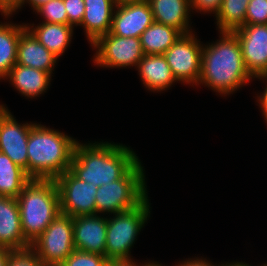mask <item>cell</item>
<instances>
[{
	"mask_svg": "<svg viewBox=\"0 0 267 266\" xmlns=\"http://www.w3.org/2000/svg\"><path fill=\"white\" fill-rule=\"evenodd\" d=\"M57 59L27 28L20 34L16 64L51 74Z\"/></svg>",
	"mask_w": 267,
	"mask_h": 266,
	"instance_id": "cell-16",
	"label": "cell"
},
{
	"mask_svg": "<svg viewBox=\"0 0 267 266\" xmlns=\"http://www.w3.org/2000/svg\"><path fill=\"white\" fill-rule=\"evenodd\" d=\"M149 263H146L145 265L142 266H147ZM107 266H140L138 264H136L135 262H133L130 259H114V260H110L107 263Z\"/></svg>",
	"mask_w": 267,
	"mask_h": 266,
	"instance_id": "cell-34",
	"label": "cell"
},
{
	"mask_svg": "<svg viewBox=\"0 0 267 266\" xmlns=\"http://www.w3.org/2000/svg\"><path fill=\"white\" fill-rule=\"evenodd\" d=\"M10 250L0 247V266H7Z\"/></svg>",
	"mask_w": 267,
	"mask_h": 266,
	"instance_id": "cell-36",
	"label": "cell"
},
{
	"mask_svg": "<svg viewBox=\"0 0 267 266\" xmlns=\"http://www.w3.org/2000/svg\"><path fill=\"white\" fill-rule=\"evenodd\" d=\"M22 233L31 244L60 214L54 180L31 179L17 197Z\"/></svg>",
	"mask_w": 267,
	"mask_h": 266,
	"instance_id": "cell-4",
	"label": "cell"
},
{
	"mask_svg": "<svg viewBox=\"0 0 267 266\" xmlns=\"http://www.w3.org/2000/svg\"><path fill=\"white\" fill-rule=\"evenodd\" d=\"M148 201L146 198L136 208L116 213L113 218L107 219L105 257L109 261L130 259L129 251L150 215Z\"/></svg>",
	"mask_w": 267,
	"mask_h": 266,
	"instance_id": "cell-6",
	"label": "cell"
},
{
	"mask_svg": "<svg viewBox=\"0 0 267 266\" xmlns=\"http://www.w3.org/2000/svg\"><path fill=\"white\" fill-rule=\"evenodd\" d=\"M68 16V25H80L85 13L84 0H63Z\"/></svg>",
	"mask_w": 267,
	"mask_h": 266,
	"instance_id": "cell-30",
	"label": "cell"
},
{
	"mask_svg": "<svg viewBox=\"0 0 267 266\" xmlns=\"http://www.w3.org/2000/svg\"><path fill=\"white\" fill-rule=\"evenodd\" d=\"M107 218L97 215L73 217L75 250L105 256Z\"/></svg>",
	"mask_w": 267,
	"mask_h": 266,
	"instance_id": "cell-14",
	"label": "cell"
},
{
	"mask_svg": "<svg viewBox=\"0 0 267 266\" xmlns=\"http://www.w3.org/2000/svg\"><path fill=\"white\" fill-rule=\"evenodd\" d=\"M259 79H267V76L264 77H258ZM258 100L260 101L259 105L262 108L264 118L267 116V87H265V91L262 95L259 96Z\"/></svg>",
	"mask_w": 267,
	"mask_h": 266,
	"instance_id": "cell-35",
	"label": "cell"
},
{
	"mask_svg": "<svg viewBox=\"0 0 267 266\" xmlns=\"http://www.w3.org/2000/svg\"><path fill=\"white\" fill-rule=\"evenodd\" d=\"M233 32L240 43L243 62L251 77L267 76V24H244Z\"/></svg>",
	"mask_w": 267,
	"mask_h": 266,
	"instance_id": "cell-11",
	"label": "cell"
},
{
	"mask_svg": "<svg viewBox=\"0 0 267 266\" xmlns=\"http://www.w3.org/2000/svg\"><path fill=\"white\" fill-rule=\"evenodd\" d=\"M229 266H250V265H248V264H244V263H240V262H237V263H231Z\"/></svg>",
	"mask_w": 267,
	"mask_h": 266,
	"instance_id": "cell-38",
	"label": "cell"
},
{
	"mask_svg": "<svg viewBox=\"0 0 267 266\" xmlns=\"http://www.w3.org/2000/svg\"><path fill=\"white\" fill-rule=\"evenodd\" d=\"M33 124H18L8 109L0 105V152L28 175L27 143Z\"/></svg>",
	"mask_w": 267,
	"mask_h": 266,
	"instance_id": "cell-12",
	"label": "cell"
},
{
	"mask_svg": "<svg viewBox=\"0 0 267 266\" xmlns=\"http://www.w3.org/2000/svg\"><path fill=\"white\" fill-rule=\"evenodd\" d=\"M25 25L0 24V78H6L16 64L17 46Z\"/></svg>",
	"mask_w": 267,
	"mask_h": 266,
	"instance_id": "cell-23",
	"label": "cell"
},
{
	"mask_svg": "<svg viewBox=\"0 0 267 266\" xmlns=\"http://www.w3.org/2000/svg\"><path fill=\"white\" fill-rule=\"evenodd\" d=\"M224 264H222L221 266H223ZM230 264H226L224 266H229ZM177 266H215L212 263L210 264L208 261H206L205 259H190V260H186L183 261V263L178 264Z\"/></svg>",
	"mask_w": 267,
	"mask_h": 266,
	"instance_id": "cell-33",
	"label": "cell"
},
{
	"mask_svg": "<svg viewBox=\"0 0 267 266\" xmlns=\"http://www.w3.org/2000/svg\"><path fill=\"white\" fill-rule=\"evenodd\" d=\"M250 0H223L216 14L219 31H231L242 27Z\"/></svg>",
	"mask_w": 267,
	"mask_h": 266,
	"instance_id": "cell-25",
	"label": "cell"
},
{
	"mask_svg": "<svg viewBox=\"0 0 267 266\" xmlns=\"http://www.w3.org/2000/svg\"><path fill=\"white\" fill-rule=\"evenodd\" d=\"M54 181L59 193L60 213L71 217L96 215L97 186L80 180L70 170Z\"/></svg>",
	"mask_w": 267,
	"mask_h": 266,
	"instance_id": "cell-8",
	"label": "cell"
},
{
	"mask_svg": "<svg viewBox=\"0 0 267 266\" xmlns=\"http://www.w3.org/2000/svg\"><path fill=\"white\" fill-rule=\"evenodd\" d=\"M30 180L24 169L0 152V196L17 198Z\"/></svg>",
	"mask_w": 267,
	"mask_h": 266,
	"instance_id": "cell-24",
	"label": "cell"
},
{
	"mask_svg": "<svg viewBox=\"0 0 267 266\" xmlns=\"http://www.w3.org/2000/svg\"><path fill=\"white\" fill-rule=\"evenodd\" d=\"M148 3L155 22L174 27L182 34L192 33L189 29L190 0H148Z\"/></svg>",
	"mask_w": 267,
	"mask_h": 266,
	"instance_id": "cell-18",
	"label": "cell"
},
{
	"mask_svg": "<svg viewBox=\"0 0 267 266\" xmlns=\"http://www.w3.org/2000/svg\"><path fill=\"white\" fill-rule=\"evenodd\" d=\"M22 6V0H0V12L4 16H10Z\"/></svg>",
	"mask_w": 267,
	"mask_h": 266,
	"instance_id": "cell-32",
	"label": "cell"
},
{
	"mask_svg": "<svg viewBox=\"0 0 267 266\" xmlns=\"http://www.w3.org/2000/svg\"><path fill=\"white\" fill-rule=\"evenodd\" d=\"M147 266H162V265L156 264V263H153V262L152 263L149 262V264Z\"/></svg>",
	"mask_w": 267,
	"mask_h": 266,
	"instance_id": "cell-39",
	"label": "cell"
},
{
	"mask_svg": "<svg viewBox=\"0 0 267 266\" xmlns=\"http://www.w3.org/2000/svg\"><path fill=\"white\" fill-rule=\"evenodd\" d=\"M108 259L99 254L74 250L62 266H107Z\"/></svg>",
	"mask_w": 267,
	"mask_h": 266,
	"instance_id": "cell-27",
	"label": "cell"
},
{
	"mask_svg": "<svg viewBox=\"0 0 267 266\" xmlns=\"http://www.w3.org/2000/svg\"><path fill=\"white\" fill-rule=\"evenodd\" d=\"M115 8L110 29L113 35L140 38L154 22L148 1L118 0Z\"/></svg>",
	"mask_w": 267,
	"mask_h": 266,
	"instance_id": "cell-13",
	"label": "cell"
},
{
	"mask_svg": "<svg viewBox=\"0 0 267 266\" xmlns=\"http://www.w3.org/2000/svg\"><path fill=\"white\" fill-rule=\"evenodd\" d=\"M137 161L135 153L122 144L83 145L77 141L70 171L80 180L100 187L120 179Z\"/></svg>",
	"mask_w": 267,
	"mask_h": 266,
	"instance_id": "cell-2",
	"label": "cell"
},
{
	"mask_svg": "<svg viewBox=\"0 0 267 266\" xmlns=\"http://www.w3.org/2000/svg\"><path fill=\"white\" fill-rule=\"evenodd\" d=\"M193 33L182 34L163 54L177 81L196 84L201 76L202 47Z\"/></svg>",
	"mask_w": 267,
	"mask_h": 266,
	"instance_id": "cell-9",
	"label": "cell"
},
{
	"mask_svg": "<svg viewBox=\"0 0 267 266\" xmlns=\"http://www.w3.org/2000/svg\"><path fill=\"white\" fill-rule=\"evenodd\" d=\"M7 77L22 95L32 98L45 92L51 80L48 72L20 64H15Z\"/></svg>",
	"mask_w": 267,
	"mask_h": 266,
	"instance_id": "cell-20",
	"label": "cell"
},
{
	"mask_svg": "<svg viewBox=\"0 0 267 266\" xmlns=\"http://www.w3.org/2000/svg\"><path fill=\"white\" fill-rule=\"evenodd\" d=\"M26 28L58 58L64 53L66 47L69 46L73 34V26L58 23L42 22L37 27L32 28V30L28 25H26Z\"/></svg>",
	"mask_w": 267,
	"mask_h": 266,
	"instance_id": "cell-21",
	"label": "cell"
},
{
	"mask_svg": "<svg viewBox=\"0 0 267 266\" xmlns=\"http://www.w3.org/2000/svg\"><path fill=\"white\" fill-rule=\"evenodd\" d=\"M137 67L143 84L149 90L163 91L177 81L163 54L144 55Z\"/></svg>",
	"mask_w": 267,
	"mask_h": 266,
	"instance_id": "cell-19",
	"label": "cell"
},
{
	"mask_svg": "<svg viewBox=\"0 0 267 266\" xmlns=\"http://www.w3.org/2000/svg\"><path fill=\"white\" fill-rule=\"evenodd\" d=\"M37 13L41 14L46 20L45 23H58L68 25V16L63 0H50L40 6Z\"/></svg>",
	"mask_w": 267,
	"mask_h": 266,
	"instance_id": "cell-26",
	"label": "cell"
},
{
	"mask_svg": "<svg viewBox=\"0 0 267 266\" xmlns=\"http://www.w3.org/2000/svg\"><path fill=\"white\" fill-rule=\"evenodd\" d=\"M30 246L22 233L17 198L0 196V247L20 250Z\"/></svg>",
	"mask_w": 267,
	"mask_h": 266,
	"instance_id": "cell-15",
	"label": "cell"
},
{
	"mask_svg": "<svg viewBox=\"0 0 267 266\" xmlns=\"http://www.w3.org/2000/svg\"><path fill=\"white\" fill-rule=\"evenodd\" d=\"M76 143L64 133L34 124L27 143L29 178L55 180L70 170Z\"/></svg>",
	"mask_w": 267,
	"mask_h": 266,
	"instance_id": "cell-3",
	"label": "cell"
},
{
	"mask_svg": "<svg viewBox=\"0 0 267 266\" xmlns=\"http://www.w3.org/2000/svg\"><path fill=\"white\" fill-rule=\"evenodd\" d=\"M122 1H148V0H122Z\"/></svg>",
	"mask_w": 267,
	"mask_h": 266,
	"instance_id": "cell-40",
	"label": "cell"
},
{
	"mask_svg": "<svg viewBox=\"0 0 267 266\" xmlns=\"http://www.w3.org/2000/svg\"><path fill=\"white\" fill-rule=\"evenodd\" d=\"M181 35L178 29L154 21L140 36L144 55L164 54Z\"/></svg>",
	"mask_w": 267,
	"mask_h": 266,
	"instance_id": "cell-22",
	"label": "cell"
},
{
	"mask_svg": "<svg viewBox=\"0 0 267 266\" xmlns=\"http://www.w3.org/2000/svg\"><path fill=\"white\" fill-rule=\"evenodd\" d=\"M139 160L120 178L97 188L96 214L121 213L139 206L147 197L145 175Z\"/></svg>",
	"mask_w": 267,
	"mask_h": 266,
	"instance_id": "cell-5",
	"label": "cell"
},
{
	"mask_svg": "<svg viewBox=\"0 0 267 266\" xmlns=\"http://www.w3.org/2000/svg\"><path fill=\"white\" fill-rule=\"evenodd\" d=\"M7 266H45L31 248L10 250Z\"/></svg>",
	"mask_w": 267,
	"mask_h": 266,
	"instance_id": "cell-28",
	"label": "cell"
},
{
	"mask_svg": "<svg viewBox=\"0 0 267 266\" xmlns=\"http://www.w3.org/2000/svg\"><path fill=\"white\" fill-rule=\"evenodd\" d=\"M49 1L50 0H22V4L24 5L25 3L28 2L30 5H32L31 7L34 8L33 10L36 11L40 6H42L43 4H46Z\"/></svg>",
	"mask_w": 267,
	"mask_h": 266,
	"instance_id": "cell-37",
	"label": "cell"
},
{
	"mask_svg": "<svg viewBox=\"0 0 267 266\" xmlns=\"http://www.w3.org/2000/svg\"><path fill=\"white\" fill-rule=\"evenodd\" d=\"M244 24H267V0H250Z\"/></svg>",
	"mask_w": 267,
	"mask_h": 266,
	"instance_id": "cell-29",
	"label": "cell"
},
{
	"mask_svg": "<svg viewBox=\"0 0 267 266\" xmlns=\"http://www.w3.org/2000/svg\"><path fill=\"white\" fill-rule=\"evenodd\" d=\"M47 265H61L75 250L73 217L60 213L30 246Z\"/></svg>",
	"mask_w": 267,
	"mask_h": 266,
	"instance_id": "cell-7",
	"label": "cell"
},
{
	"mask_svg": "<svg viewBox=\"0 0 267 266\" xmlns=\"http://www.w3.org/2000/svg\"><path fill=\"white\" fill-rule=\"evenodd\" d=\"M118 0H84L83 26L87 39L93 44L101 35L110 32L113 12Z\"/></svg>",
	"mask_w": 267,
	"mask_h": 266,
	"instance_id": "cell-17",
	"label": "cell"
},
{
	"mask_svg": "<svg viewBox=\"0 0 267 266\" xmlns=\"http://www.w3.org/2000/svg\"><path fill=\"white\" fill-rule=\"evenodd\" d=\"M223 0H190V7L202 12H214L215 15L220 10Z\"/></svg>",
	"mask_w": 267,
	"mask_h": 266,
	"instance_id": "cell-31",
	"label": "cell"
},
{
	"mask_svg": "<svg viewBox=\"0 0 267 266\" xmlns=\"http://www.w3.org/2000/svg\"><path fill=\"white\" fill-rule=\"evenodd\" d=\"M221 34L216 43L202 47L201 76L197 84L208 85L220 94H229L252 77L245 68L236 34L231 31Z\"/></svg>",
	"mask_w": 267,
	"mask_h": 266,
	"instance_id": "cell-1",
	"label": "cell"
},
{
	"mask_svg": "<svg viewBox=\"0 0 267 266\" xmlns=\"http://www.w3.org/2000/svg\"><path fill=\"white\" fill-rule=\"evenodd\" d=\"M92 45L98 48L94 63L102 67H137L144 57L140 38L136 37H120L109 32L101 35Z\"/></svg>",
	"mask_w": 267,
	"mask_h": 266,
	"instance_id": "cell-10",
	"label": "cell"
}]
</instances>
